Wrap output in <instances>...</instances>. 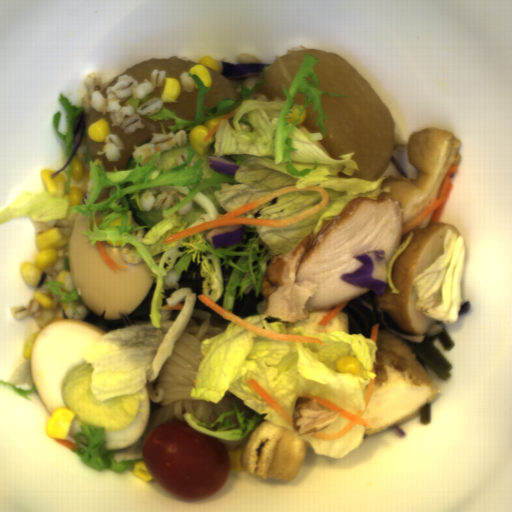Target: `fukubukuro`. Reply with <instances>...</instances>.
<instances>
[{
	"instance_id": "1",
	"label": "fukubukuro",
	"mask_w": 512,
	"mask_h": 512,
	"mask_svg": "<svg viewBox=\"0 0 512 512\" xmlns=\"http://www.w3.org/2000/svg\"><path fill=\"white\" fill-rule=\"evenodd\" d=\"M373 372L377 374L369 405L362 418L364 435L399 426L436 399L438 389L405 342L380 321Z\"/></svg>"
},
{
	"instance_id": "2",
	"label": "fukubukuro",
	"mask_w": 512,
	"mask_h": 512,
	"mask_svg": "<svg viewBox=\"0 0 512 512\" xmlns=\"http://www.w3.org/2000/svg\"><path fill=\"white\" fill-rule=\"evenodd\" d=\"M433 215L432 211L419 225L403 235L401 244L413 232L408 246L392 265V284L399 293L392 291L387 280L383 281L386 284L384 294L377 293L376 297V306H380V310L383 311L385 323L405 336L423 337L437 321L428 317L422 310H417L419 294L412 281L440 256L445 255L444 241L449 230L462 237L451 223L441 220L431 222Z\"/></svg>"
},
{
	"instance_id": "3",
	"label": "fukubukuro",
	"mask_w": 512,
	"mask_h": 512,
	"mask_svg": "<svg viewBox=\"0 0 512 512\" xmlns=\"http://www.w3.org/2000/svg\"><path fill=\"white\" fill-rule=\"evenodd\" d=\"M406 145L417 179L403 176L382 181L380 187L389 188V192H382L377 198L389 196L401 204L403 228L437 201L447 173L454 165L458 168L462 158V144L453 132L442 128L415 131Z\"/></svg>"
},
{
	"instance_id": "4",
	"label": "fukubukuro",
	"mask_w": 512,
	"mask_h": 512,
	"mask_svg": "<svg viewBox=\"0 0 512 512\" xmlns=\"http://www.w3.org/2000/svg\"><path fill=\"white\" fill-rule=\"evenodd\" d=\"M241 447L244 472L285 483L296 478L308 448H314L300 437L299 429H287L267 419L259 421Z\"/></svg>"
}]
</instances>
